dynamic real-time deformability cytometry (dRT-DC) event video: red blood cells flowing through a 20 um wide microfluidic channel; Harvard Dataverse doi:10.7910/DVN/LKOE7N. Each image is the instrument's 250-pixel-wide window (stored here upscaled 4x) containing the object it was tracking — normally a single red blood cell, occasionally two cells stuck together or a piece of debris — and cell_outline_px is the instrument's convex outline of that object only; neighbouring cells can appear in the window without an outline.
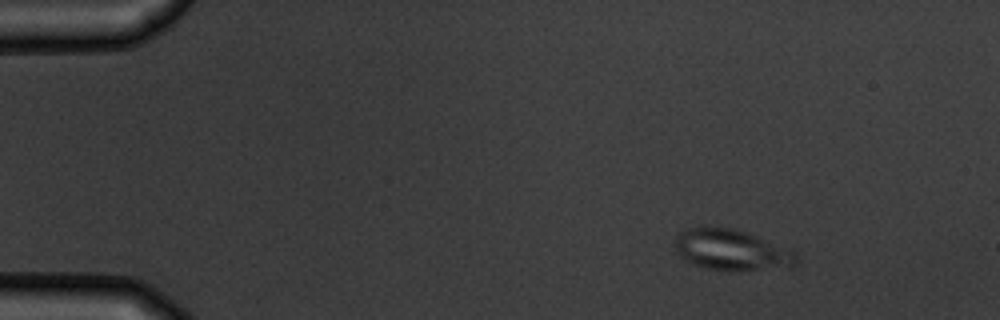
{"species": "common noctule bat (a hibernating species)", "species_latin": "Nyctalus noctula", "temperature_condition": "warm", "stored_images_in_passage": 6, "camera_frame_rate_fps": 3000, "um_per_image_px": 0.085, "animal": {"sex": "male", "body_mass_g": 19.5, "forearm_length_mm": 54.6}, "frame": {"image": 1, "passage_image": 2, "time_ms": 1.333, "image_size_px": [1000, 320], "cell_outline_px": [[796, 264], [792, 268], [708, 268], [692, 264], [684, 260], [676, 252], [676, 236], [680, 232], [688, 228], [700, 224], [704, 224], [732, 228], [748, 232], [796, 252]], "centroid_in_image_um": [62.13, 21.17], "position_along_channel_um": 22.9, "area_um2": 28.67}}